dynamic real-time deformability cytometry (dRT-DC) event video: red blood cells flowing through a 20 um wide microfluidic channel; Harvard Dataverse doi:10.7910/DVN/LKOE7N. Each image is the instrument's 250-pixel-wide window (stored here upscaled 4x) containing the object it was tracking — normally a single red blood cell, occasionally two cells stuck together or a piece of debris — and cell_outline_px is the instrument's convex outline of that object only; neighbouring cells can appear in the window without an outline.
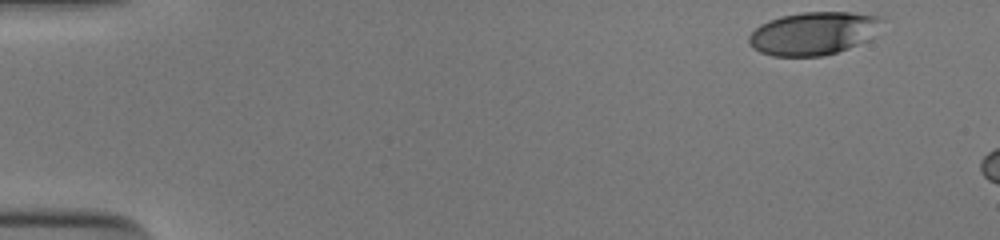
{"species": "human", "species_latin": "Homo sapiens", "temperature_condition": "cold", "stored_images_in_passage": 11, "camera_frame_rate_fps": 3000, "um_per_image_px": 0.085, "donor": {"sex": "male"}, "frame": {"image": 1, "passage_image": 1, "time_ms": 0.0, "image_size_px": [1000, 240], "cell_outline_px": [[880, 20], [856, 44], [836, 52], [824, 56], [772, 56], [760, 52], [752, 48], [748, 44], [748, 36], [760, 24], [768, 20], [780, 16], [800, 12], [848, 12], [880, 16]], "centroid_in_image_um": [68.93, 2.83], "position_along_channel_um": 16.1, "area_um2": 32.25}}